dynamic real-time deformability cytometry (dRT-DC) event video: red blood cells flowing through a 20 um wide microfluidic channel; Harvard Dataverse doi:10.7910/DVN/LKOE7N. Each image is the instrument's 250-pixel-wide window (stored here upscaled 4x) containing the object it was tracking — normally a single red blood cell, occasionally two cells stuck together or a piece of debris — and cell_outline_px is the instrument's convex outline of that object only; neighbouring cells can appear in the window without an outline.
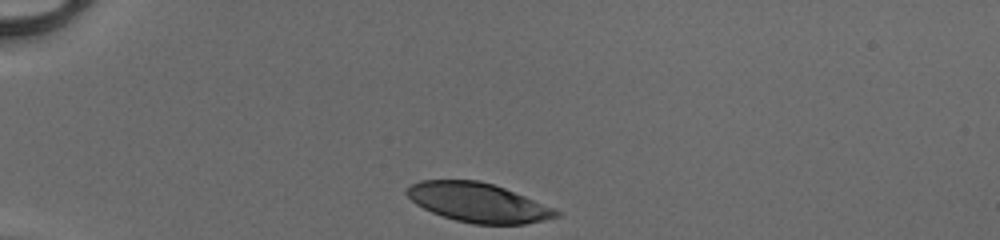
{"species": "human", "species_latin": "Homo sapiens", "temperature_condition": "cold", "stored_images_in_passage": 30, "camera_frame_rate_fps": 3000, "um_per_image_px": 0.085, "donor": {"sex": "male"}, "frame": {"image": 1, "passage_image": 1, "time_ms": 0.0, "image_size_px": [1000, 240], "cell_outline_px": [[560, 216], [544, 220], [524, 224], [472, 224], [456, 220], [432, 212], [416, 204], [404, 192], [412, 184], [420, 180], [480, 180], [504, 188], [524, 196], [552, 208], [560, 212]], "centroid_in_image_um": [40.61, 17.21], "position_along_channel_um": 44.4, "area_um2": 33.7}}
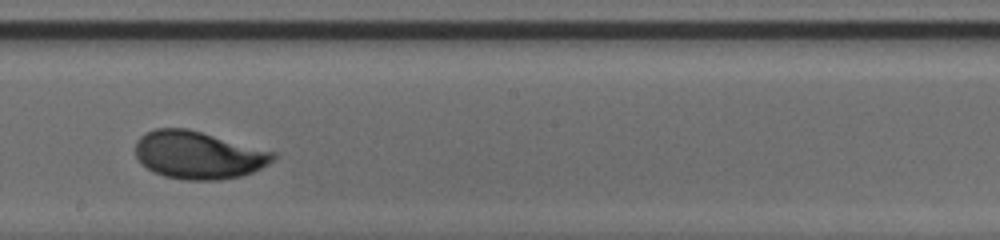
{"frame": {"image": 2, "passage_image": 18, "time_ms": 5.667, "image_size_px": [1000, 240], "cell_outline_px": [[276, 156], [268, 164], [252, 172], [240, 176], [220, 180], [184, 180], [164, 176], [152, 172], [140, 164], [136, 156], [136, 140], [144, 132], [156, 128], [188, 128], [276, 152]], "centroid_in_image_um": [16.82, 13.17], "position_along_channel_um": 231.4, "area_um2": 38.55}}
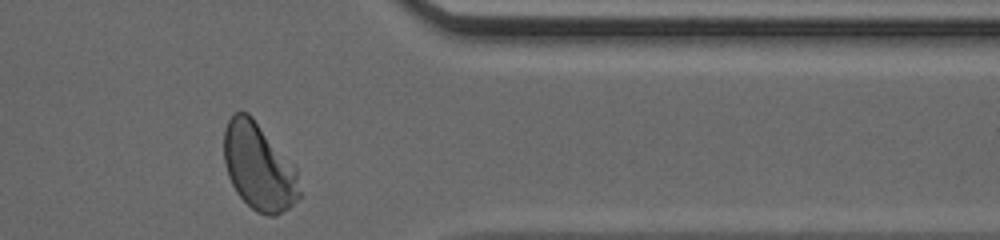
{"frame": {"image": 3, "passage_image": 30, "time_ms": 9.667, "image_size_px": [1000, 240], "cell_outline_px": [[300, 196], [288, 208], [276, 216], [268, 216], [256, 212], [236, 192], [228, 176], [224, 164], [224, 128], [228, 120], [236, 112], [248, 112], [252, 116], [296, 168], [300, 192]], "centroid_in_image_um": [21.98, 14.18], "position_along_channel_um": 389.4, "area_um2": 38.03}, "authors_computed_cell_mechanics": {"area_um2": 37.2521, "velocity_mm_per_s": 4.1365, "shape_relaxation_time_tau1_ms": 2.1142, "shape_relaxation_time_tau2_ms": null, "deformation_change_tau1": 0.1271, "deformation_change_tau2": null}}